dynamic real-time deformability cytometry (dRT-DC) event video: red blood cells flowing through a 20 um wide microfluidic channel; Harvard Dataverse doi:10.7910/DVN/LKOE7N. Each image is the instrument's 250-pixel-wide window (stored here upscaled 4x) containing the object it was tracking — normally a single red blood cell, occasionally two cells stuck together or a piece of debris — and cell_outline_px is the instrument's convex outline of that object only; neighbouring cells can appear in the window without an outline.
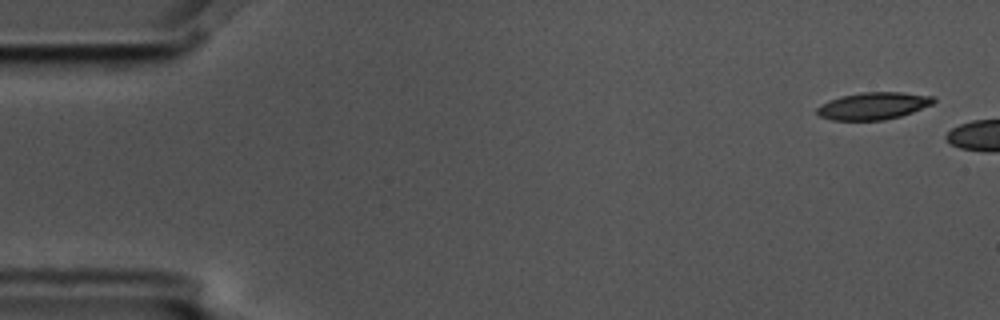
{"species": "common noctule bat (a hibernating species)", "species_latin": "Nyctalus noctula", "temperature_condition": "cold", "stored_images_in_passage": 3, "camera_frame_rate_fps": 3000, "um_per_image_px": 0.085, "animal": {"sex": "male", "body_mass_g": 17.5, "forearm_length_mm": 52.3}, "frame": {"image": 1, "passage_image": 1, "time_ms": 0.0, "image_size_px": [1000, 320], "cell_outline_px": [[936, 100], [932, 104], [912, 112], [900, 116], [884, 120], [832, 120], [820, 116], [816, 112], [816, 108], [820, 104], [828, 100], [840, 96], [860, 92], [900, 92], [936, 96]], "centroid_in_image_um": [74.22, 8.99], "position_along_channel_um": 10.8, "area_um2": 18.61}}